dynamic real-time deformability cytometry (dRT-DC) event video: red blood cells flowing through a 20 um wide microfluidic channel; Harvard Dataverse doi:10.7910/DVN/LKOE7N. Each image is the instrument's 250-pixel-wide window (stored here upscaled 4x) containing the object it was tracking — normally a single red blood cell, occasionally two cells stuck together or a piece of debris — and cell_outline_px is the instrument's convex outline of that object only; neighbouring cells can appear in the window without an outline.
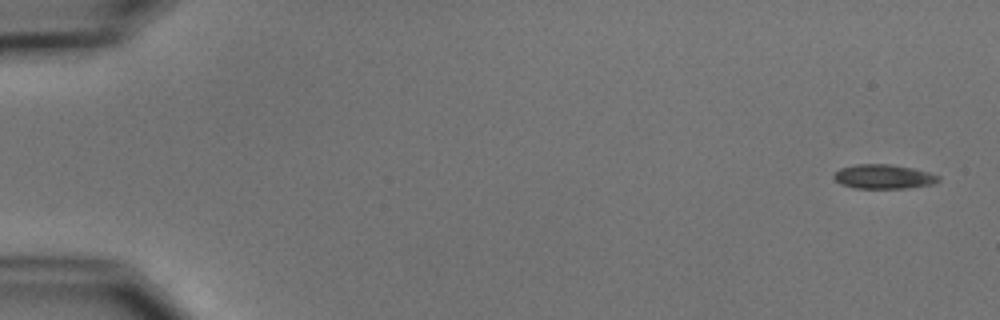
{"species": "common noctule bat (a hibernating species)", "species_latin": "Nyctalus noctula", "temperature_condition": "cold", "stored_images_in_passage": 6, "segment_of_instrument_passage": [1, 2], "camera_frame_rate_fps": 3000, "um_per_image_px": 0.085, "animal": {"sex": "male", "body_mass_g": 15.6}, "frame": {"image": 1, "passage_image": 1, "time_ms": 0.0, "image_size_px": [1000, 320], "cell_outline_px": [[940, 180], [932, 184], [904, 188], [856, 188], [840, 184], [832, 176], [840, 168], [856, 164], [888, 164], [912, 168], [928, 172], [940, 176]], "centroid_in_image_um": [75.08, 15.01], "position_along_channel_um": 9.9, "area_um2": 14.68}}
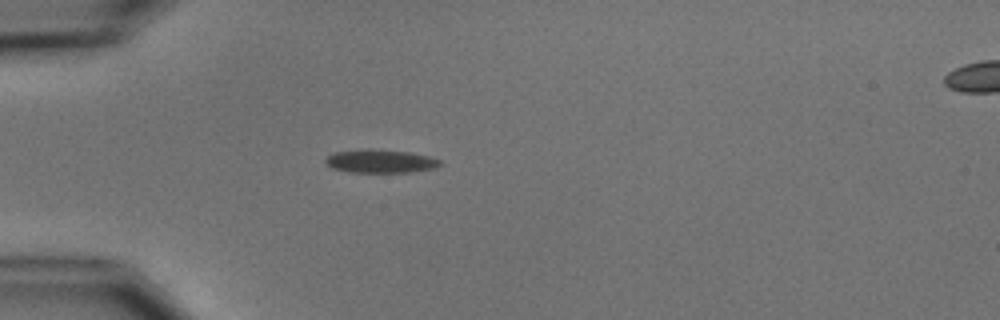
{"frame": {"image": 2, "passage_image": 5, "time_ms": 4.667, "image_size_px": [1000, 320], "cell_outline_px": [[444, 164], [432, 168], [412, 172], [348, 172], [332, 168], [324, 160], [328, 156], [336, 152], [368, 148], [408, 152], [428, 156], [440, 160]], "centroid_in_image_um": [32.34, 13.7], "position_along_channel_um": 52.7, "area_um2": 15.49}}